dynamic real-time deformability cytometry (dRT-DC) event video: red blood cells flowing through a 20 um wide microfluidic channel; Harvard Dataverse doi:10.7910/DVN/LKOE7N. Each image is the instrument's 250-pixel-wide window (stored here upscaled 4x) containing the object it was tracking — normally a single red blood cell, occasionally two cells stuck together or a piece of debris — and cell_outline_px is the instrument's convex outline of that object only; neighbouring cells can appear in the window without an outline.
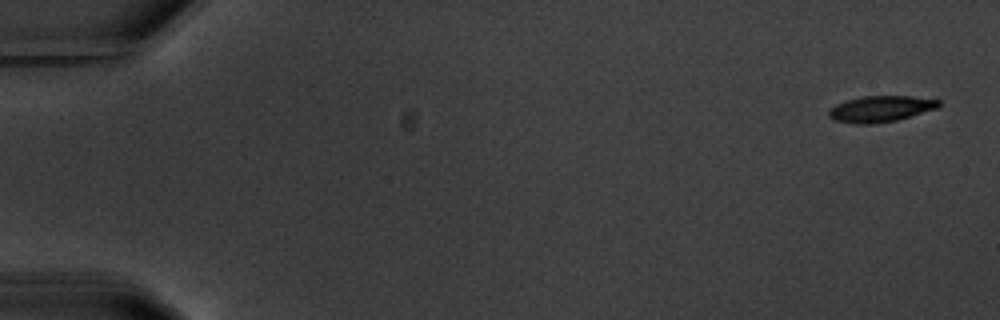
{"species": "common noctule bat (a hibernating species)", "species_latin": "Nyctalus noctula", "temperature_condition": "warm", "stored_images_in_passage": 10, "camera_frame_rate_fps": 3000, "um_per_image_px": 0.085, "animal": {"sex": "male", "body_mass_g": 20.1, "forearm_length_mm": 53.5}, "frame": {"image": 1, "passage_image": 1, "time_ms": 0.0, "image_size_px": [1000, 320], "cell_outline_px": [[940, 104], [936, 108], [896, 120], [872, 124], [852, 124], [836, 120], [828, 116], [828, 112], [836, 104], [848, 100], [864, 96], [912, 96], [940, 100]], "centroid_in_image_um": [74.84, 9.25], "position_along_channel_um": 10.2, "area_um2": 16.47}}
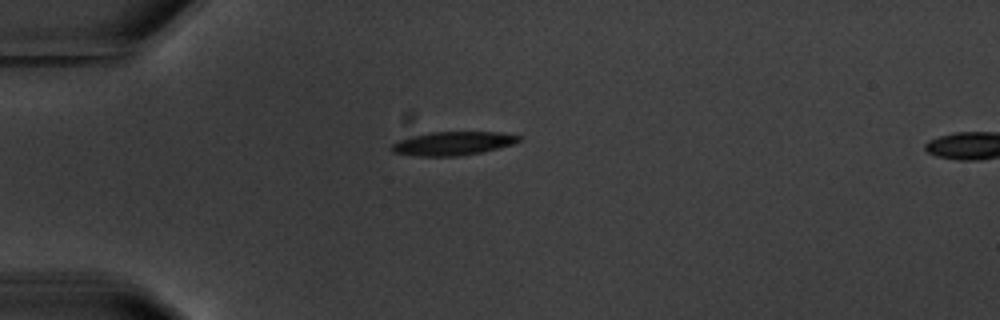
{"frame": {"image": 2, "passage_image": 5, "time_ms": 4.667, "image_size_px": [1000, 320], "cell_outline_px": [[524, 140], [512, 144], [480, 152], [460, 156], [416, 156], [392, 152], [392, 144], [400, 140], [412, 136], [432, 132], [500, 132], [520, 136]], "centroid_in_image_um": [38.51, 12.19], "position_along_channel_um": 46.5, "area_um2": 17.34}}